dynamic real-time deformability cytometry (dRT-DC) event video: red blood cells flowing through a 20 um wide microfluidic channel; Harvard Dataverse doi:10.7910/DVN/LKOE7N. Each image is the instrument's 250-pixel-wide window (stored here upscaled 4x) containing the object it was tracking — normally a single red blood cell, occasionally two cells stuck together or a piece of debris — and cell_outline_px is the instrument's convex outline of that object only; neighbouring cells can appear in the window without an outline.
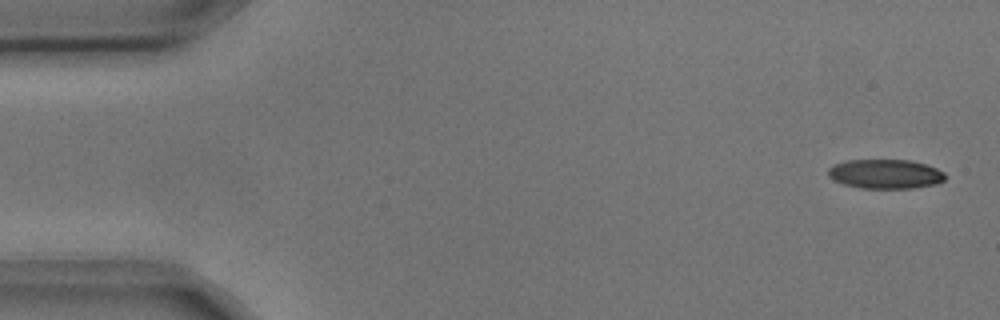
{"species": "common noctule bat (a hibernating species)", "species_latin": "Nyctalus noctula", "temperature_condition": "cold", "stored_images_in_passage": 5, "camera_frame_rate_fps": 3000, "um_per_image_px": 0.085, "animal": {"sex": "male", "body_mass_g": 17.9, "forearm_length_mm": 54.2}, "frame": {"image": 1, "passage_image": 1, "time_ms": 0.0, "image_size_px": [1000, 320], "cell_outline_px": [[944, 180], [936, 184], [912, 188], [860, 188], [844, 184], [832, 180], [828, 176], [828, 168], [844, 160], [908, 160], [924, 164], [936, 168], [944, 172]], "centroid_in_image_um": [75.22, 14.79], "position_along_channel_um": 9.8, "area_um2": 19.94}}
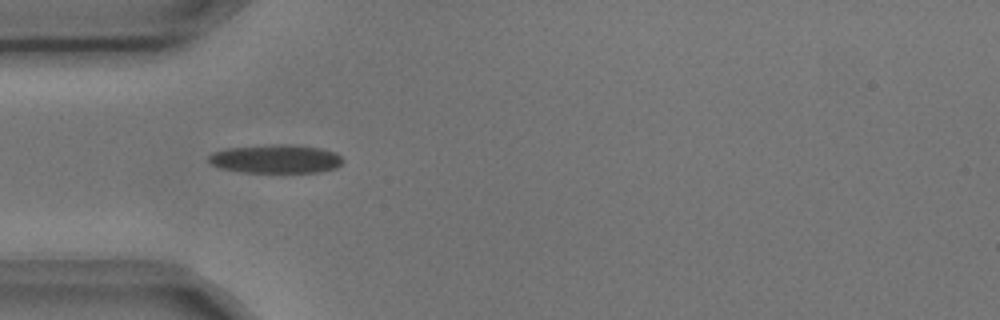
{"frame": {"image": 2, "passage_image": 4, "time_ms": 1.0, "image_size_px": [1000, 320], "cell_outline_px": [[344, 160], [336, 168], [320, 172], [244, 172], [224, 168], [212, 164], [208, 160], [208, 156], [212, 152], [224, 148], [264, 144], [296, 144], [320, 148], [336, 152]], "centroid_in_image_um": [23.45, 13.48], "position_along_channel_um": 61.5, "area_um2": 22.6}}